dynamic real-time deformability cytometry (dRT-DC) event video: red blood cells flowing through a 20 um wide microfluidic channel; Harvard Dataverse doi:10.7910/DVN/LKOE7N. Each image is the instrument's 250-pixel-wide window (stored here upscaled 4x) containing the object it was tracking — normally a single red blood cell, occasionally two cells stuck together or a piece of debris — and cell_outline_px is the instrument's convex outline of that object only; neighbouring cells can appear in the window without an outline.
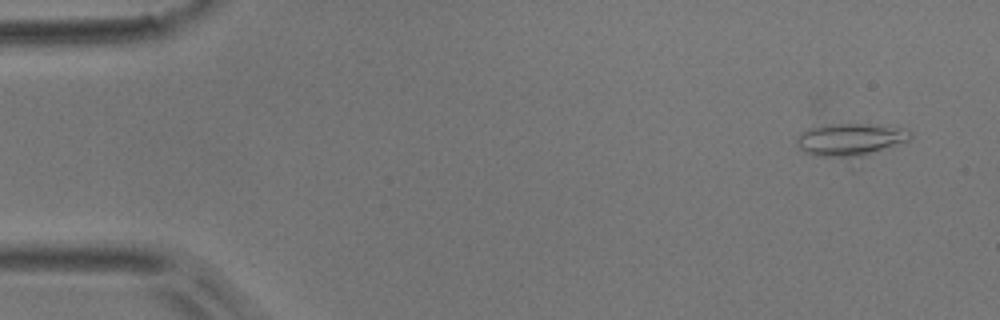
{"species": "common noctule bat (a hibernating species)", "species_latin": "Nyctalus noctula", "temperature_condition": "room temperature", "stored_images_in_passage": 9, "segment_of_instrument_passage": [1, 2], "camera_frame_rate_fps": 3000, "um_per_image_px": 0.085, "animal": {"sex": "male", "body_mass_g": 17.9}, "frame": {"image": 1, "passage_image": 1, "time_ms": 0.0, "image_size_px": [1000, 320], "cell_outline_px": [[912, 136], [908, 140], [860, 156], [816, 156], [804, 152], [796, 144], [796, 136], [800, 132], [808, 128], [828, 124], [864, 124], [908, 128], [912, 132]], "centroid_in_image_um": [72.22, 11.83], "position_along_channel_um": 12.8, "area_um2": 21.15}}
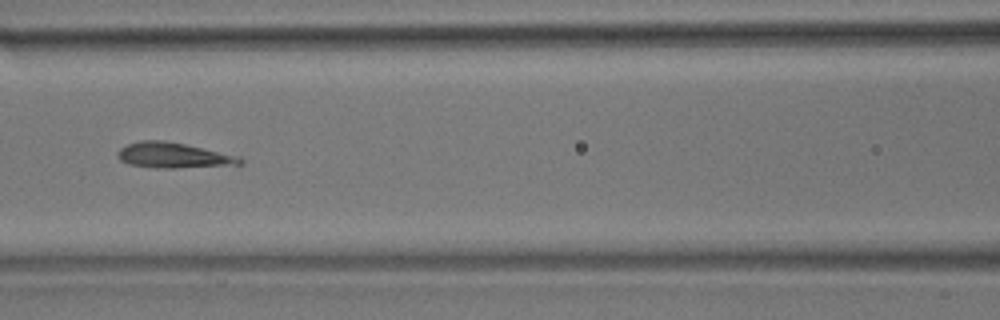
{"frame": {"image": 2, "passage_image": 7, "time_ms": 2.0, "image_size_px": [1000, 320], "cell_outline_px": [[244, 164], [176, 168], [152, 168], [128, 164], [120, 160], [116, 156], [116, 152], [120, 148], [128, 144], [140, 140], [164, 140], [184, 144], [240, 156], [244, 160]], "centroid_in_image_um": [14.72, 13.21], "position_along_channel_um": 151.9, "area_um2": 18.26}}
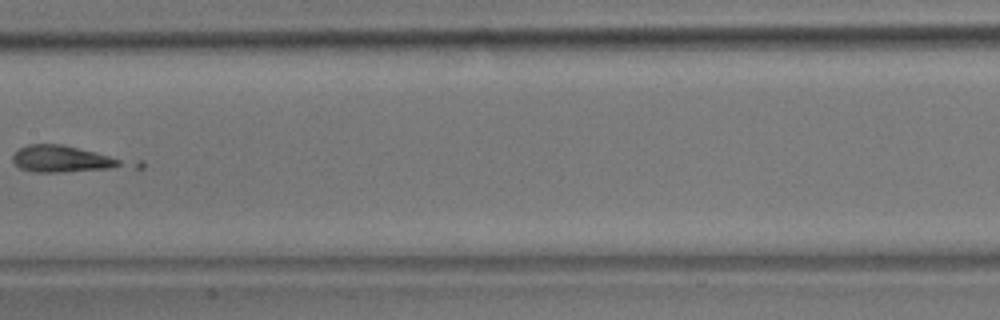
{"frame": {"image": 3, "passage_image": 8, "time_ms": 2.333, "image_size_px": [1000, 320], "cell_outline_px": [[144, 168], [64, 172], [32, 172], [20, 168], [12, 160], [12, 156], [20, 148], [28, 144], [64, 144], [144, 160]], "centroid_in_image_um": [5.97, 13.54], "position_along_channel_um": 201.4, "area_um2": 19.71}}